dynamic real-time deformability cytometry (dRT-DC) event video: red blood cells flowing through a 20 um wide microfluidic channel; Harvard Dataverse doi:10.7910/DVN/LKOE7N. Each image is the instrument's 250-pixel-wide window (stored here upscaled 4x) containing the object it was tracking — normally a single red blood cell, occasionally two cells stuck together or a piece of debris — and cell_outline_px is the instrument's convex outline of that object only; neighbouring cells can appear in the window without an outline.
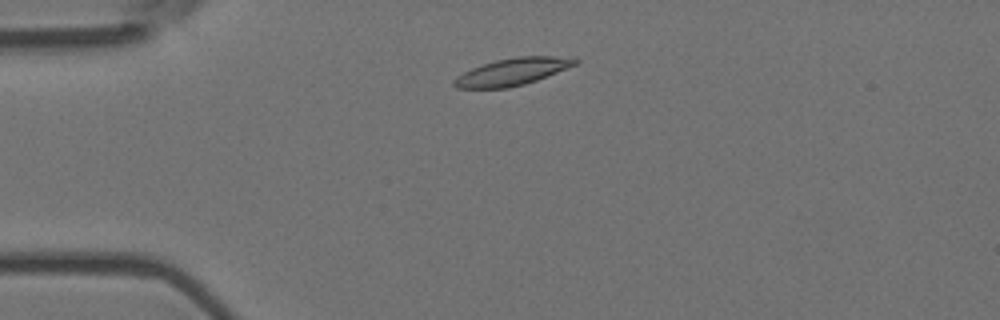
{"species": "Egyptian fruit bat (a non-hibernating species)", "species_latin": "Rousettus aegyptiacus", "temperature_condition": "room temperature", "stored_images_in_passage": 7, "camera_frame_rate_fps": 3000, "um_per_image_px": 0.085, "animal": {"sex": "female"}, "frame": {"image": 1, "passage_image": 2, "time_ms": 0.333, "image_size_px": [1000, 320], "cell_outline_px": [[580, 60], [576, 64], [536, 80], [524, 84], [508, 88], [456, 88], [452, 84], [452, 80], [456, 76], [472, 68], [496, 60], [516, 56], [576, 56]], "centroid_in_image_um": [43.56, 6.08], "position_along_channel_um": 41.4, "area_um2": 19.19}}
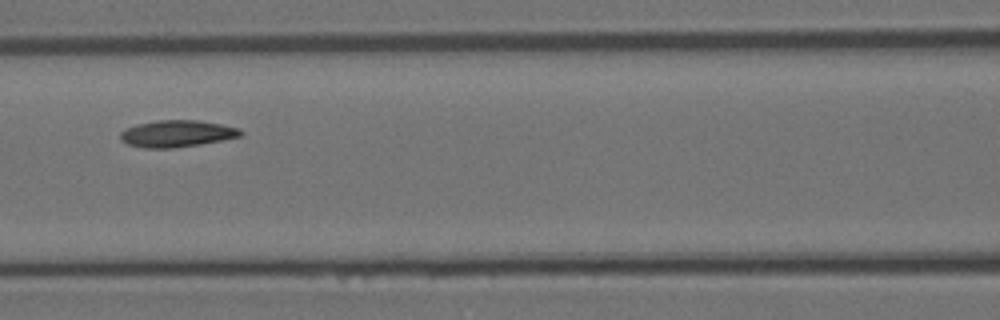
{"frame": {"image": 2, "passage_image": 5, "time_ms": 1.333, "image_size_px": [1000, 320], "cell_outline_px": [[244, 132], [240, 136], [200, 144], [172, 148], [144, 148], [128, 144], [120, 140], [120, 132], [124, 128], [136, 124], [156, 120], [200, 120], [240, 128]], "centroid_in_image_um": [15.0, 11.35], "position_along_channel_um": 151.6, "area_um2": 18.84}}
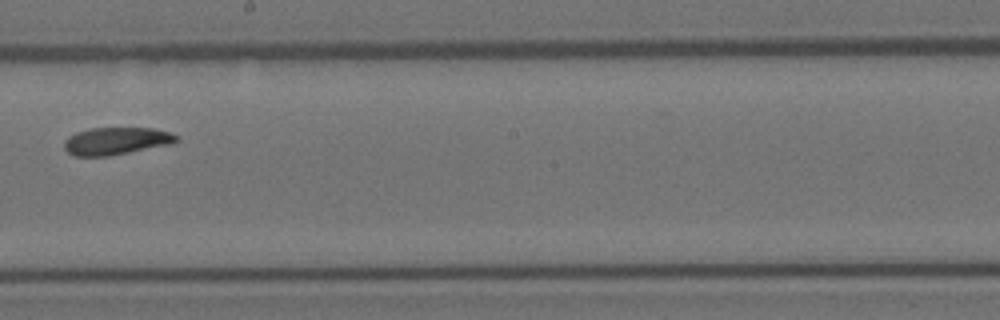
{"frame": {"image": 3, "passage_image": 7, "time_ms": 2.0, "image_size_px": [1000, 320], "cell_outline_px": [[180, 140], [172, 144], [108, 156], [72, 156], [64, 148], [64, 140], [68, 136], [76, 132], [92, 128], [152, 128], [168, 132], [176, 136]], "centroid_in_image_um": [9.85, 11.99], "position_along_channel_um": 238.4, "area_um2": 17.92}}